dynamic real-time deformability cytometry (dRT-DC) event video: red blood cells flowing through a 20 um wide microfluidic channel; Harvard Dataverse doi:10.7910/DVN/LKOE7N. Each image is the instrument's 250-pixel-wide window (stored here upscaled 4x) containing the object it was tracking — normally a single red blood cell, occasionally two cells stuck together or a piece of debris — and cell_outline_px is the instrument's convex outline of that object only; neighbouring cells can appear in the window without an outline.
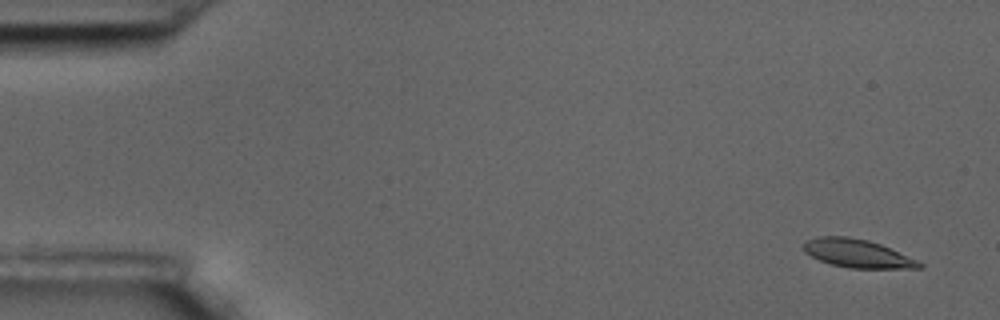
{"species": "common noctule bat (a hibernating species)", "species_latin": "Nyctalus noctula", "temperature_condition": "room temperature", "stored_images_in_passage": 58, "camera_frame_rate_fps": 3000, "um_per_image_px": 0.085, "animal": {"sex": "male", "body_mass_g": 17.5, "forearm_length_mm": 52.3}, "frame": {"image": 1, "passage_image": 3, "time_ms": 0.667, "image_size_px": [1000, 320], "cell_outline_px": [[924, 264], [920, 268], [848, 268], [832, 264], [820, 260], [804, 252], [804, 240], [816, 236], [848, 236], [868, 240], [880, 244], [920, 260]], "centroid_in_image_um": [72.89, 21.53], "position_along_channel_um": 12.1, "area_um2": 19.19}}
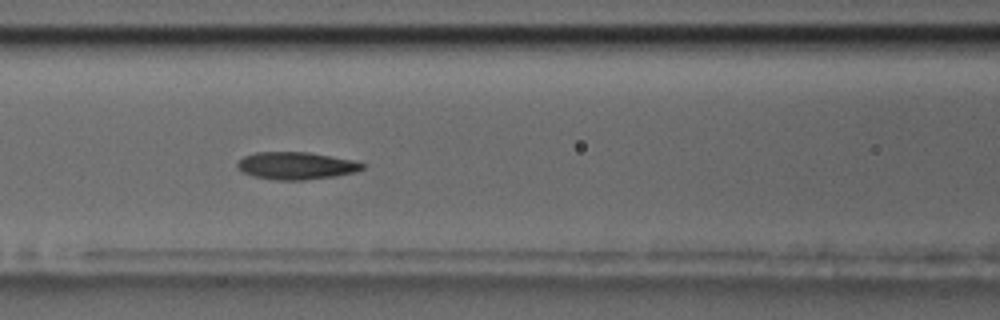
{"frame": {"image": 2, "passage_image": 25, "time_ms": 8.0, "image_size_px": [1000, 320], "cell_outline_px": [[364, 168], [356, 172], [336, 176], [304, 180], [276, 180], [256, 176], [244, 172], [236, 164], [244, 156], [256, 152], [308, 152], [332, 156], [352, 160], [364, 164]], "centroid_in_image_um": [25.21, 14.08], "position_along_channel_um": 141.4, "area_um2": 19.77}}
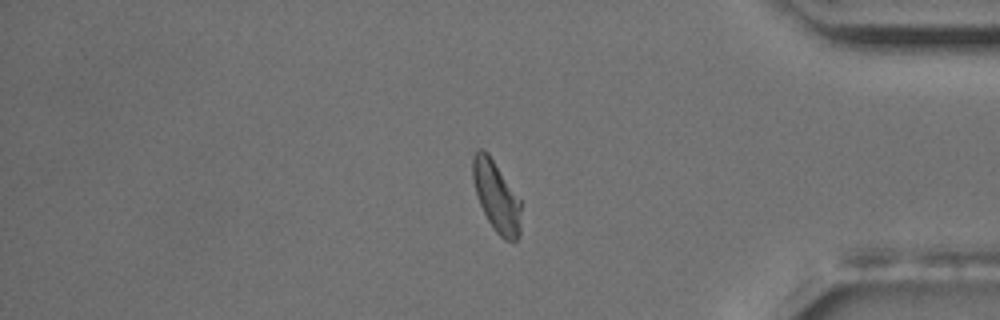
{"frame": {"image": 3, "passage_image": 49, "time_ms": 16.0, "image_size_px": [1000, 320], "cell_outline_px": [[520, 236], [512, 244], [504, 240], [496, 232], [488, 220], [480, 204], [472, 180], [472, 156], [480, 148], [488, 152], [520, 200]], "centroid_in_image_um": [42.18, 16.72], "position_along_channel_um": 393.0, "area_um2": 19.77}, "authors_computed_cell_mechanics": {"area_um2": 19.7098, "velocity_mm_per_s": 3.4638, "shape_relaxation_time_tau1_ms": 8.1011, "shape_relaxation_time_tau2_ms": 2.3262, "deformation_change_tau1": 0.1737, "deformation_change_tau2": 0.0841}}